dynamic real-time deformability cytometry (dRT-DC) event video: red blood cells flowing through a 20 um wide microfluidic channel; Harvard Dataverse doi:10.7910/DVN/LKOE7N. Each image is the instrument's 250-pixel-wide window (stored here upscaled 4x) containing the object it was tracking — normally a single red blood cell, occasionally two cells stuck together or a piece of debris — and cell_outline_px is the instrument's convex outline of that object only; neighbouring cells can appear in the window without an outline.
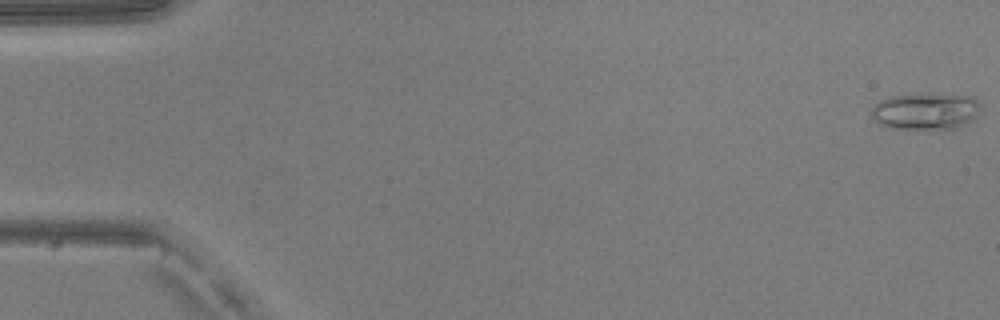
{"species": "common noctule bat (a hibernating species)", "species_latin": "Nyctalus noctula", "temperature_condition": "warm", "stored_images_in_passage": 50, "camera_frame_rate_fps": 3000, "um_per_image_px": 0.085, "animal": {"sex": "male", "body_mass_g": 20.5, "forearm_length_mm": 52.5}, "frame": {"image": 1, "passage_image": 1, "time_ms": 0.0, "image_size_px": [1000, 320], "cell_outline_px": [[980, 112], [972, 120], [960, 128], [888, 128], [880, 124], [872, 116], [872, 108], [880, 100], [888, 96], [972, 96], [980, 104]], "centroid_in_image_um": [78.69, 9.49], "position_along_channel_um": 6.3, "area_um2": 22.54}}
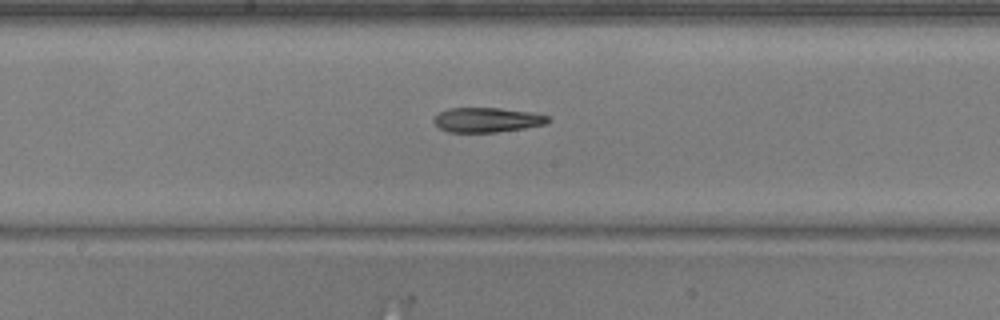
{"frame": {"image": 2, "passage_image": 27, "time_ms": 8.667, "image_size_px": [1000, 320], "cell_outline_px": [[552, 120], [544, 124], [524, 128], [496, 132], [448, 132], [440, 128], [432, 120], [440, 112], [448, 108], [500, 108], [528, 112], [548, 116]], "centroid_in_image_um": [41.38, 10.19], "position_along_channel_um": 206.8, "area_um2": 16.24}}
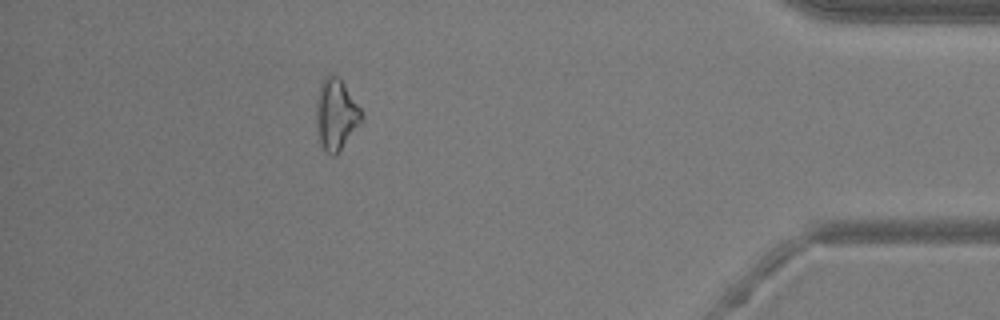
{"frame": {"image": 3, "passage_image": 45, "time_ms": 14.667, "image_size_px": [1000, 320], "cell_outline_px": [[364, 120], [336, 156], [332, 156], [324, 152], [320, 144], [316, 128], [316, 100], [320, 84], [324, 76], [328, 72], [336, 76], [344, 84], [360, 108], [364, 116]], "centroid_in_image_um": [28.55, 9.76], "position_along_channel_um": 406.6, "area_um2": 19.19}}